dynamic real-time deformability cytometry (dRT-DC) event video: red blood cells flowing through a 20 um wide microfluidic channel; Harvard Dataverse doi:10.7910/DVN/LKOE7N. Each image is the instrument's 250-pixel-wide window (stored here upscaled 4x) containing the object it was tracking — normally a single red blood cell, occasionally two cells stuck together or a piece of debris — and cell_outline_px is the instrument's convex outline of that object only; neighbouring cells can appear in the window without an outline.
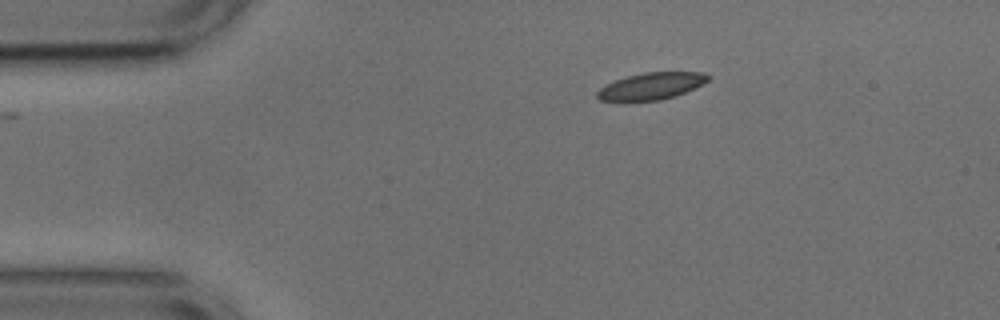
{"species": "common noctule bat (a hibernating species)", "species_latin": "Nyctalus noctula", "temperature_condition": "cold", "stored_images_in_passage": 45, "camera_frame_rate_fps": 3000, "um_per_image_px": 0.085, "animal": {"sex": "male", "body_mass_g": 17.9, "forearm_length_mm": 54.2}, "frame": {"image": 1, "passage_image": 1, "time_ms": 0.0, "image_size_px": [1000, 320], "cell_outline_px": [[712, 76], [708, 80], [684, 92], [660, 100], [624, 104], [600, 100], [596, 96], [596, 92], [604, 84], [628, 76], [644, 72], [704, 72]], "centroid_in_image_um": [55.25, 7.36], "position_along_channel_um": 29.8, "area_um2": 17.86}}
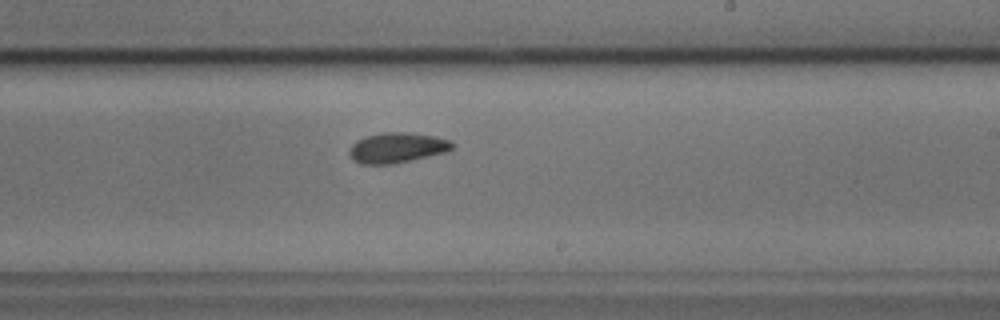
{"frame": {"image": 2, "passage_image": 23, "time_ms": 7.333, "image_size_px": [1000, 320], "cell_outline_px": [[456, 144], [448, 152], [412, 160], [392, 164], [360, 164], [352, 160], [348, 156], [348, 148], [356, 140], [368, 136], [384, 132], [408, 132], [432, 136], [452, 140]], "centroid_in_image_um": [33.74, 12.56], "position_along_channel_um": 255.3, "area_um2": 18.44}}
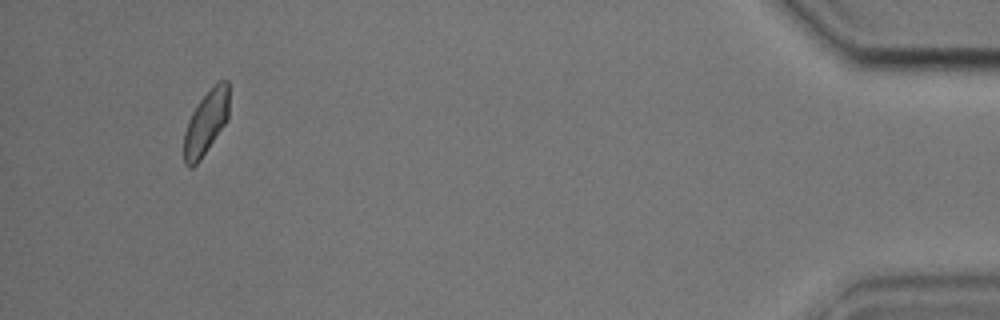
{"frame": {"image": 3, "passage_image": 42, "time_ms": 13.667, "image_size_px": [1000, 320], "cell_outline_px": [[228, 120], [200, 160], [192, 168], [188, 168], [184, 164], [184, 132], [188, 120], [192, 112], [200, 100], [220, 80], [228, 80]], "centroid_in_image_um": [17.49, 10.47], "position_along_channel_um": 417.7, "area_um2": 16.7}, "authors_computed_cell_mechanics": {"area_um2": 17.8602, "velocity_mm_per_s": 3.7233, "shape_relaxation_time_tau1_ms": 2.6788, "shape_relaxation_time_tau2_ms": 3.7321, "deformation_change_tau1": 0.0917, "deformation_change_tau2": 0.0789}}